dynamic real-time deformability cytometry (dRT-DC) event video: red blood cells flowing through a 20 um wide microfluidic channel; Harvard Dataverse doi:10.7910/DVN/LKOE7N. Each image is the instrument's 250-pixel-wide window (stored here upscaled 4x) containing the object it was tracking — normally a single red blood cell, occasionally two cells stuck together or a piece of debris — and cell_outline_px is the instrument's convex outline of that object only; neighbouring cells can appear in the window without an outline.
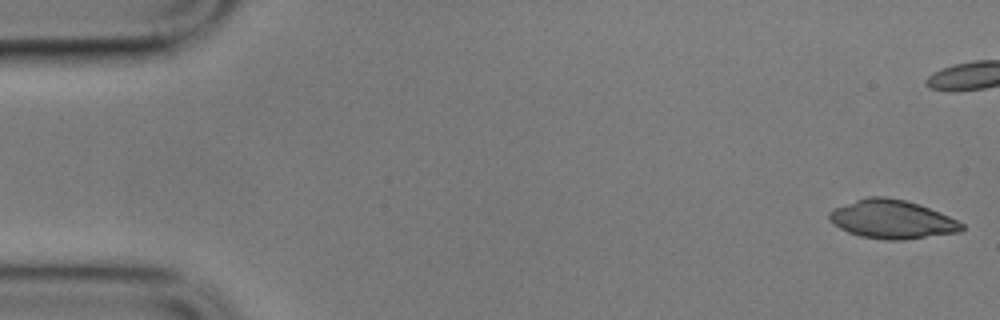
{"species": "common noctule bat (a hibernating species)", "species_latin": "Nyctalus noctula", "temperature_condition": "cold", "stored_images_in_passage": 6, "camera_frame_rate_fps": 3000, "um_per_image_px": 0.085, "animal": {"sex": "male", "body_mass_g": 17.9}, "frame": {"image": 1, "passage_image": 1, "time_ms": 0.0, "image_size_px": [1000, 320], "cell_outline_px": [[964, 228], [960, 232], [904, 240], [884, 240], [860, 236], [848, 232], [840, 228], [828, 220], [828, 212], [836, 208], [856, 200], [868, 196], [884, 196], [904, 200], [920, 204], [940, 212], [964, 224]], "centroid_in_image_um": [75.83, 18.65], "position_along_channel_um": 9.2, "area_um2": 29.82}}